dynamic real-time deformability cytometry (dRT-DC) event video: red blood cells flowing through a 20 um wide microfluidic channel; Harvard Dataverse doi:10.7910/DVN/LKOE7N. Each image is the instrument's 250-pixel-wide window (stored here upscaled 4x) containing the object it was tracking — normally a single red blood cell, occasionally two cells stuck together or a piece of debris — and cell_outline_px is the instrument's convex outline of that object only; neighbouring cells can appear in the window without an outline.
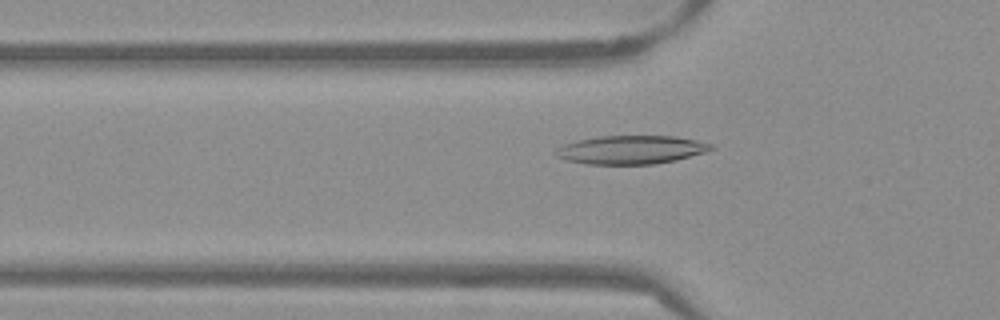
{"species": "Egyptian fruit bat (a non-hibernating species)", "species_latin": "Rousettus aegyptiacus", "temperature_condition": "warm", "stored_images_in_passage": 38, "camera_frame_rate_fps": 3000, "um_per_image_px": 0.085, "frame": {"image": 1, "passage_image": 3, "time_ms": 0.667, "image_size_px": [1000, 320], "cell_outline_px": [[716, 148], [704, 152], [676, 160], [656, 164], [584, 164], [568, 160], [556, 156], [552, 152], [556, 148], [564, 144], [576, 140], [596, 136], [676, 136], [696, 140], [712, 144]], "centroid_in_image_um": [53.61, 12.72], "position_along_channel_um": 72.2, "area_um2": 25.95}}
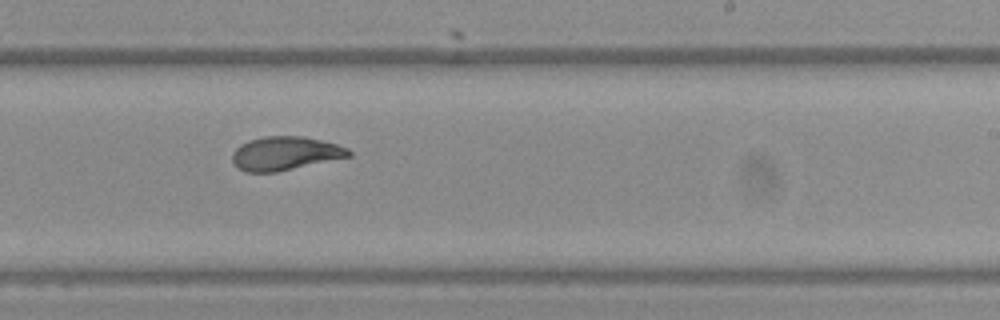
{"frame": {"image": 2, "passage_image": 18, "time_ms": 5.667, "image_size_px": [1000, 320], "cell_outline_px": [[352, 156], [276, 172], [244, 172], [232, 160], [232, 152], [240, 144], [248, 140], [264, 136], [304, 136], [336, 144], [348, 148], [352, 152]], "centroid_in_image_um": [24.24, 13.03], "position_along_channel_um": 264.8, "area_um2": 22.83}}
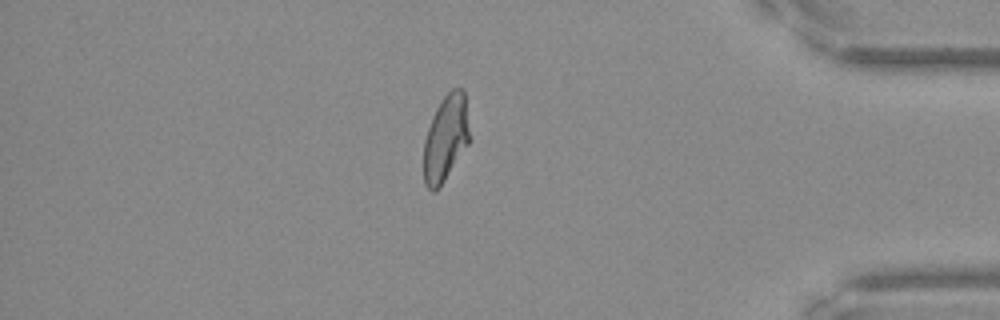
{"frame": {"image": 3, "passage_image": 31, "time_ms": 10.0, "image_size_px": [1000, 320], "cell_outline_px": [[468, 144], [436, 192], [432, 192], [424, 184], [424, 140], [432, 116], [436, 108], [444, 96], [452, 88], [460, 88], [464, 92], [468, 128]], "centroid_in_image_um": [37.85, 11.76], "position_along_channel_um": 397.4, "area_um2": 22.54}, "authors_computed_cell_mechanics": {"area_um2": 23.5824, "velocity_mm_per_s": 3.8336, "shape_relaxation_time_tau1_ms": 9.5375, "shape_relaxation_time_tau2_ms": 1.5879, "deformation_change_tau1": 0.2687, "deformation_change_tau2": 0.0786}}